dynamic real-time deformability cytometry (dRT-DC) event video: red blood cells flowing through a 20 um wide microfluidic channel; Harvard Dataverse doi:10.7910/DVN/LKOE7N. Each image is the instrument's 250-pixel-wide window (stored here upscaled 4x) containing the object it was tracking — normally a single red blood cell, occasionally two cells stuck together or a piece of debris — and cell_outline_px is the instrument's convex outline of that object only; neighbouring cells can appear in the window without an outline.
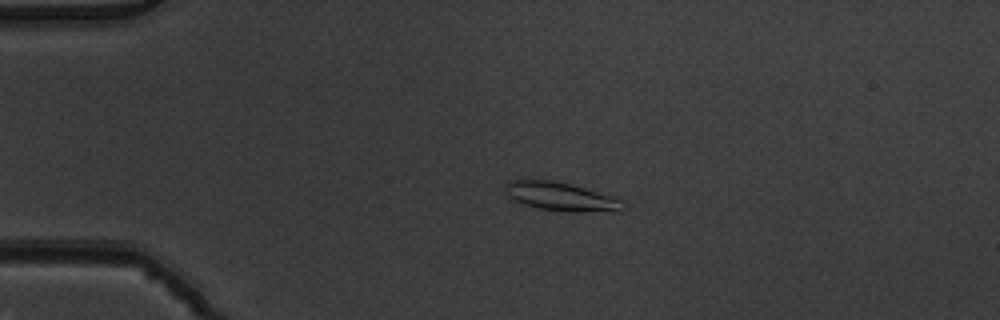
{"species": "common noctule bat (a hibernating species)", "species_latin": "Nyctalus noctula", "temperature_condition": "warm", "stored_images_in_passage": 5, "camera_frame_rate_fps": 3000, "um_per_image_px": 0.085, "animal": {"sex": "male", "body_mass_g": 19.5, "forearm_length_mm": 54.6}, "frame": {"image": 1, "passage_image": 4, "time_ms": 1.0, "image_size_px": [1000, 320], "cell_outline_px": [[620, 212], [564, 212], [540, 208], [524, 204], [512, 200], [504, 192], [504, 184], [508, 180], [552, 180], [572, 184], [620, 200]], "centroid_in_image_um": [47.57, 16.71], "position_along_channel_um": 37.4, "area_um2": 19.48}}